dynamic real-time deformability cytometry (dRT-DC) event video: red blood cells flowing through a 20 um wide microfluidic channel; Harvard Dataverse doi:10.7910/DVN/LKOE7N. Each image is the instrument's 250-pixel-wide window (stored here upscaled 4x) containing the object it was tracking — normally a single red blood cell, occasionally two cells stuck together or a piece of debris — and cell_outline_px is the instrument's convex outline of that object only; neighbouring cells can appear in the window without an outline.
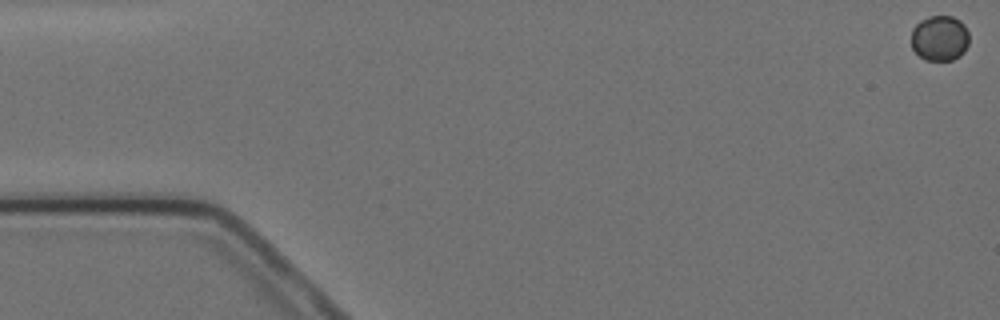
{"species": "Egyptian fruit bat (a non-hibernating species)", "species_latin": "Rousettus aegyptiacus", "temperature_condition": "cold", "stored_images_in_passage": 10, "camera_frame_rate_fps": 3000, "um_per_image_px": 0.085, "animal": {"sex": "female"}, "frame": {"image": 1, "passage_image": 1, "time_ms": 0.0, "image_size_px": [1000, 320], "cell_outline_px": [[968, 44], [964, 52], [960, 56], [952, 60], [924, 60], [912, 48], [912, 28], [920, 20], [928, 16], [952, 16], [960, 20], [964, 24], [968, 32]], "centroid_in_image_um": [79.88, 3.24], "position_along_channel_um": 5.1, "area_um2": 15.43}}
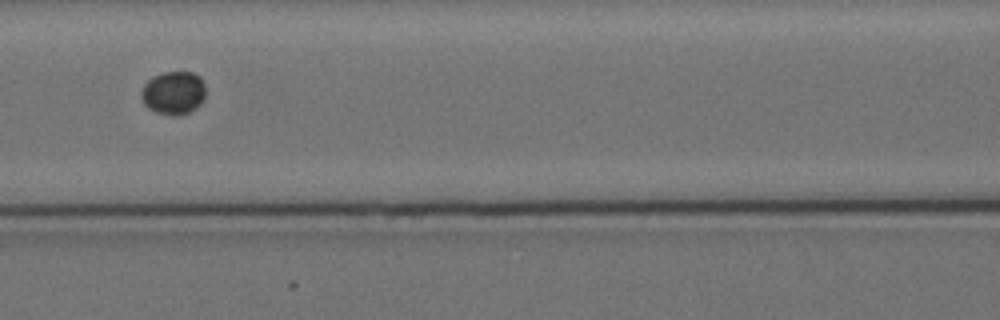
{"frame": {"image": 2, "passage_image": 8, "time_ms": 8.0, "image_size_px": [1000, 320], "cell_outline_px": [[204, 100], [196, 108], [180, 116], [172, 116], [156, 112], [148, 108], [144, 104], [140, 96], [140, 92], [144, 84], [152, 76], [164, 72], [192, 72], [200, 76], [204, 84]], "centroid_in_image_um": [14.73, 7.9], "position_along_channel_um": 151.9, "area_um2": 16.42}}
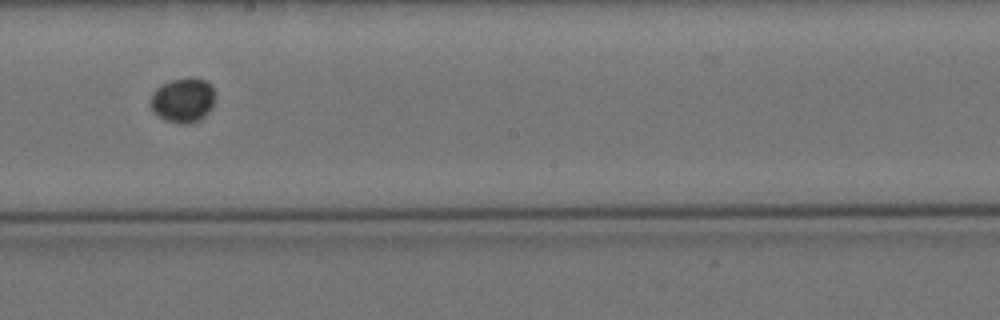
{"frame": {"image": 3, "passage_image": 10, "time_ms": 10.333, "image_size_px": [1000, 320], "cell_outline_px": [[216, 92], [212, 108], [200, 120], [188, 124], [180, 124], [164, 120], [152, 108], [152, 92], [160, 84], [172, 80], [192, 76], [204, 80], [212, 84]], "centroid_in_image_um": [15.61, 8.49], "position_along_channel_um": 232.6, "area_um2": 16.99}}